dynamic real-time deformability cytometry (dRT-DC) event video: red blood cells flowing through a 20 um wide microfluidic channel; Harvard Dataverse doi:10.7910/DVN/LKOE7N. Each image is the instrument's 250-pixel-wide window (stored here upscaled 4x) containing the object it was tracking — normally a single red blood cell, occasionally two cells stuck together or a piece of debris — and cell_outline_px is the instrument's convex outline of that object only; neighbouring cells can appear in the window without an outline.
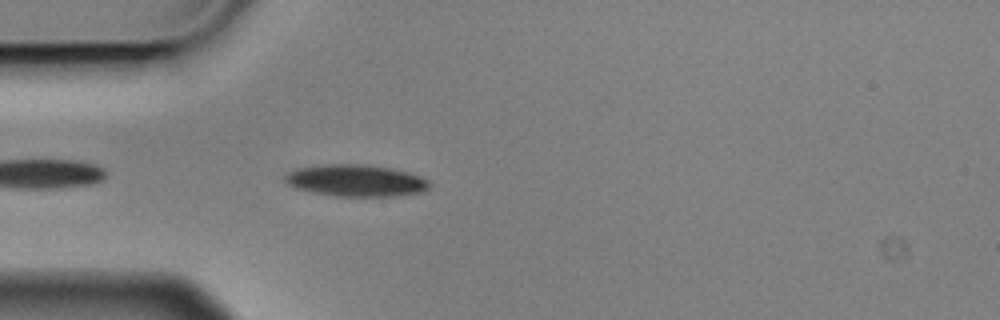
{"species": "Egyptian fruit bat (a non-hibernating species)", "species_latin": "Rousettus aegyptiacus", "temperature_condition": "cold", "stored_images_in_passage": 5, "camera_frame_rate_fps": 3000, "um_per_image_px": 0.085, "animal": {"sex": "male"}, "frame": {"image": 1, "passage_image": 5, "time_ms": 1.333, "image_size_px": [1000, 320], "cell_outline_px": [[432, 184], [428, 188], [420, 192], [392, 196], [336, 196], [312, 192], [296, 188], [288, 184], [284, 180], [284, 176], [288, 172], [296, 168], [324, 164], [364, 164], [392, 168], [408, 172], [420, 176], [428, 180]], "centroid_in_image_um": [30.24, 15.34], "position_along_channel_um": 54.8, "area_um2": 26.82}}